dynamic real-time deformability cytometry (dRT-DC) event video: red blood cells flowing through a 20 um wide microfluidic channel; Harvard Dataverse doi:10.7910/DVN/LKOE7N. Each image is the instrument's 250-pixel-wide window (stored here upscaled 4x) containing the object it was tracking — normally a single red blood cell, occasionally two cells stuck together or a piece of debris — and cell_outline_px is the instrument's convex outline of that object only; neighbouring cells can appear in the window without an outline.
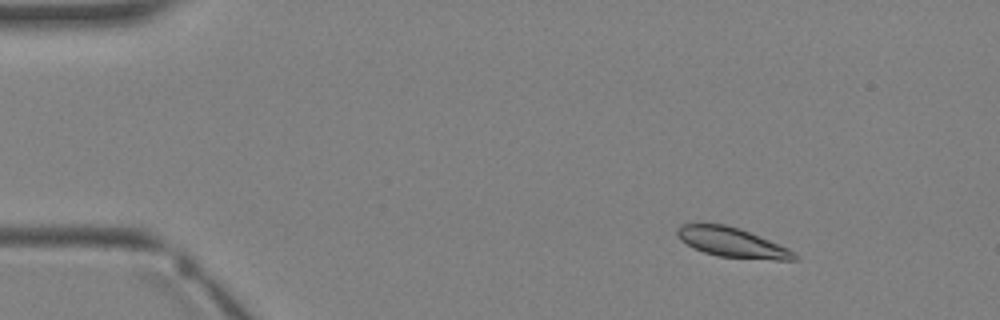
{"species": "Egyptian fruit bat (a non-hibernating species)", "species_latin": "Rousettus aegyptiacus", "temperature_condition": "warm", "stored_images_in_passage": 2, "camera_frame_rate_fps": 3000, "um_per_image_px": 0.085, "animal": {"sex": "female"}, "frame": {"image": 1, "passage_image": 1, "time_ms": 0.0, "image_size_px": [1000, 320], "cell_outline_px": [[800, 260], [772, 260], [716, 256], [704, 252], [680, 240], [676, 232], [676, 228], [680, 224], [724, 224], [740, 228], [780, 244], [796, 252], [800, 256]], "centroid_in_image_um": [62.3, 20.62], "position_along_channel_um": 22.7, "area_um2": 20.4}}